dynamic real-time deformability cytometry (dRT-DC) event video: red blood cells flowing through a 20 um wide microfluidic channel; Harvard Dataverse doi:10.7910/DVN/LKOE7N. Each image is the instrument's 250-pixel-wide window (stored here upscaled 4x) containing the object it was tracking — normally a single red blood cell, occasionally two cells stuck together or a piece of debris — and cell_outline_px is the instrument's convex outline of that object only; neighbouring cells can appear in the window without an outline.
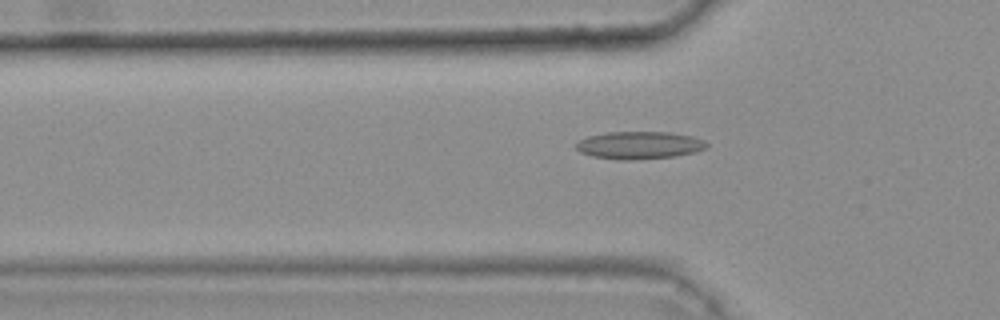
{"species": "common noctule bat (a hibernating species)", "species_latin": "Nyctalus noctula", "temperature_condition": "warm", "stored_images_in_passage": 47, "camera_frame_rate_fps": 3000, "um_per_image_px": 0.085, "animal": {"sex": "female", "body_mass_g": 25.1}, "frame": {"image": 1, "passage_image": 17, "time_ms": 5.333, "image_size_px": [1000, 320], "cell_outline_px": [[708, 144], [704, 148], [696, 152], [676, 156], [628, 160], [620, 160], [592, 156], [580, 152], [576, 148], [576, 144], [580, 140], [588, 136], [608, 132], [668, 132], [692, 136], [704, 140]], "centroid_in_image_um": [54.34, 12.34], "position_along_channel_um": 71.5, "area_um2": 20.87}}
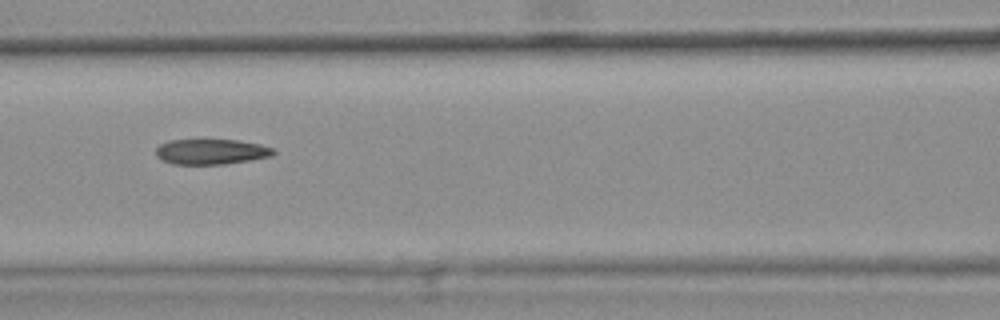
{"frame": {"image": 2, "passage_image": 23, "time_ms": 7.333, "image_size_px": [1000, 320], "cell_outline_px": [[276, 152], [272, 156], [224, 164], [172, 164], [156, 156], [156, 148], [160, 144], [168, 140], [236, 140], [260, 144], [272, 148]], "centroid_in_image_um": [17.93, 12.89], "position_along_channel_um": 148.7, "area_um2": 17.22}}
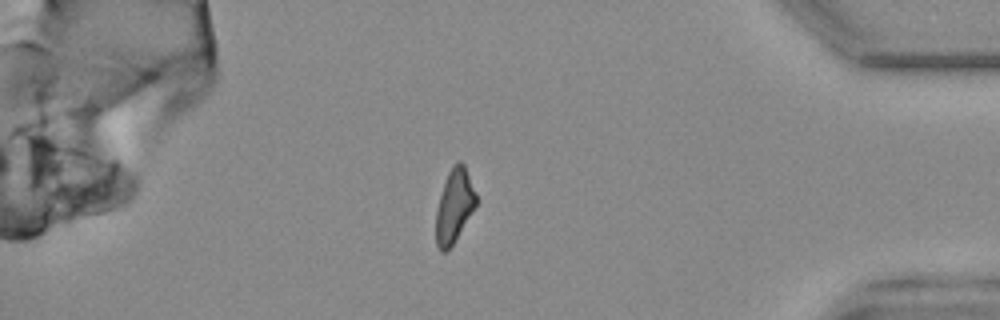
{"frame": {"image": 3, "passage_image": 45, "time_ms": 14.667, "image_size_px": [1000, 320], "cell_outline_px": [[476, 204], [452, 244], [444, 252], [440, 252], [436, 244], [436, 212], [440, 196], [448, 172], [452, 164], [456, 160], [460, 160], [464, 164], [476, 192]], "centroid_in_image_um": [38.6, 17.44], "position_along_channel_um": 396.6, "area_um2": 16.82}, "authors_computed_cell_mechanics": {"area_um2": 18.4382, "velocity_mm_per_s": 3.8349, "shape_relaxation_time_tau1_ms": null, "shape_relaxation_time_tau2_ms": 5.3333, "deformation_change_tau1": null, "deformation_change_tau2": 0.1522}}